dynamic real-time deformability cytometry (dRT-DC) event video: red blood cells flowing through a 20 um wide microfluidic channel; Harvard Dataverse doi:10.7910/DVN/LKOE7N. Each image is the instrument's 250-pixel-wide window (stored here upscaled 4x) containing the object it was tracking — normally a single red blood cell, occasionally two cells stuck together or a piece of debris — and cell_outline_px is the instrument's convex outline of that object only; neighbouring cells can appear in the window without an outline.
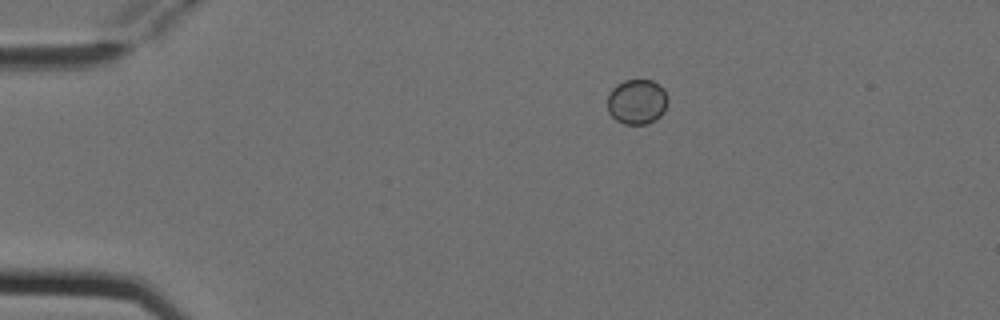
{"species": "Egyptian fruit bat (a non-hibernating species)", "species_latin": "Rousettus aegyptiacus", "temperature_condition": "cold", "stored_images_in_passage": 7, "camera_frame_rate_fps": 3000, "um_per_image_px": 0.085, "animal": {"sex": "female"}, "frame": {"image": 1, "passage_image": 1, "time_ms": 0.0, "image_size_px": [1000, 320], "cell_outline_px": [[668, 100], [664, 112], [660, 116], [648, 124], [624, 124], [616, 120], [608, 112], [608, 96], [612, 88], [616, 84], [624, 80], [652, 80], [660, 84], [664, 88], [668, 96]], "centroid_in_image_um": [54.16, 8.64], "position_along_channel_um": 30.8, "area_um2": 16.07}}
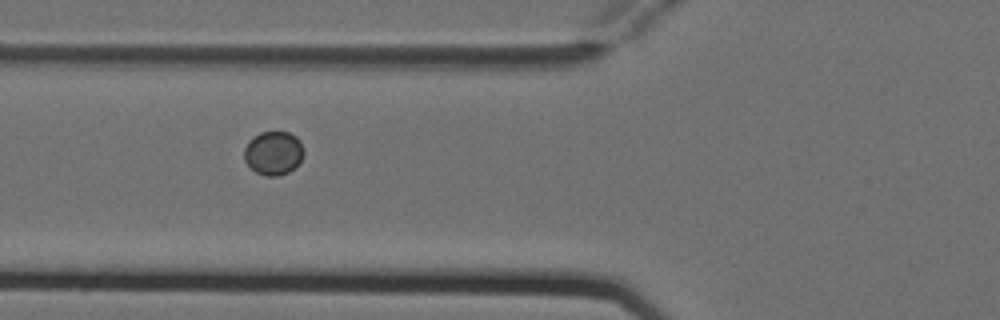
{"frame": {"image": 2, "passage_image": 4, "time_ms": 1.0, "image_size_px": [1000, 320], "cell_outline_px": [[304, 152], [300, 160], [288, 172], [276, 176], [264, 176], [256, 172], [244, 160], [244, 148], [248, 140], [252, 136], [260, 132], [288, 132], [296, 136], [300, 140]], "centroid_in_image_um": [23.21, 12.99], "position_along_channel_um": 102.6, "area_um2": 15.14}}
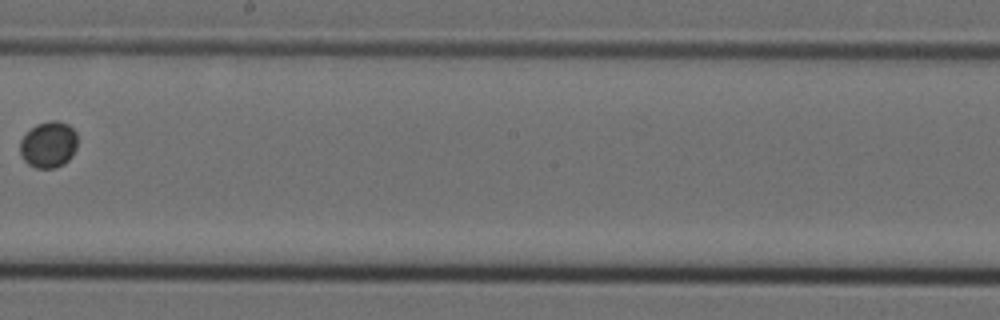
{"frame": {"image": 3, "passage_image": 7, "time_ms": 2.0, "image_size_px": [1000, 320], "cell_outline_px": [[76, 148], [72, 156], [64, 164], [56, 168], [36, 168], [28, 164], [20, 156], [20, 140], [36, 124], [48, 120], [56, 120], [68, 124], [76, 132]], "centroid_in_image_um": [4.12, 12.29], "position_along_channel_um": 244.1, "area_um2": 15.61}}